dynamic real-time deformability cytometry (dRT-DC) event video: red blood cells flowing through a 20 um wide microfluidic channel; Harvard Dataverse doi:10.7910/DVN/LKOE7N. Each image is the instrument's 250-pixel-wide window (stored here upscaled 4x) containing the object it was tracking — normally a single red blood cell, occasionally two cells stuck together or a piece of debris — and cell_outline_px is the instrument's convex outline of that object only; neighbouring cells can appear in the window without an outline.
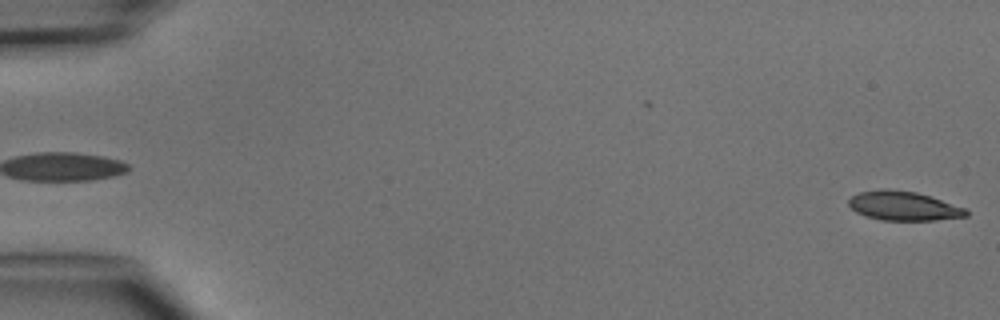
{"species": "common noctule bat (a hibernating species)", "species_latin": "Nyctalus noctula", "temperature_condition": "cold", "stored_images_in_passage": 4, "segment_of_instrument_passage": [2, 2], "camera_frame_rate_fps": 3000, "um_per_image_px": 0.085, "animal": {"sex": "male", "body_mass_g": 15.6}, "frame": {"image": 1, "passage_image": 4, "time_ms": 4.333, "image_size_px": [1000, 320], "cell_outline_px": [[968, 216], [936, 220], [880, 220], [864, 216], [856, 212], [848, 204], [848, 200], [852, 196], [860, 192], [916, 192], [968, 208]], "centroid_in_image_um": [76.87, 17.56], "position_along_channel_um": 8.1, "area_um2": 19.25}}